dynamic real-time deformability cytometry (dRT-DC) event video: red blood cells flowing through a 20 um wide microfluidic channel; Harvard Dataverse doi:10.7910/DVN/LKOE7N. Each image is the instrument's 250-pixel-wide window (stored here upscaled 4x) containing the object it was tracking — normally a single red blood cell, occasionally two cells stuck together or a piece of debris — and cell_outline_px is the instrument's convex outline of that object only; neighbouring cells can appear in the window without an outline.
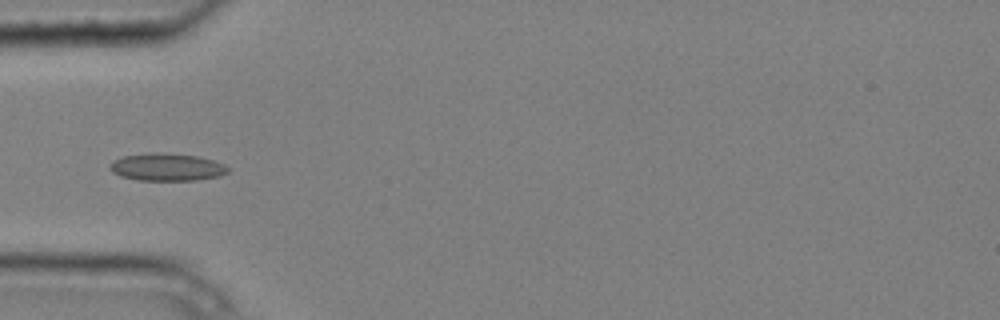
{"species": "common noctule bat (a hibernating species)", "species_latin": "Nyctalus noctula", "temperature_condition": "cold", "stored_images_in_passage": 5, "camera_frame_rate_fps": 3000, "um_per_image_px": 0.085, "animal": {"sex": "male", "body_mass_g": 20.4}, "frame": {"image": 1, "passage_image": 4, "time_ms": 1.0, "image_size_px": [1000, 320], "cell_outline_px": [[232, 168], [228, 172], [220, 176], [196, 180], [136, 180], [120, 176], [112, 172], [108, 168], [112, 160], [124, 156], [152, 152], [156, 152], [196, 156], [212, 160], [224, 164]], "centroid_in_image_um": [14.17, 14.21], "position_along_channel_um": 70.8, "area_um2": 19.02}}
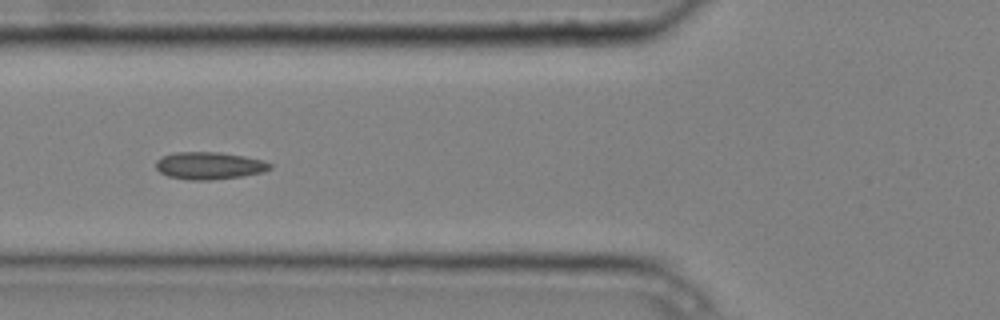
{"frame": {"image": 2, "passage_image": 5, "time_ms": 1.333, "image_size_px": [1000, 320], "cell_outline_px": [[272, 168], [264, 172], [240, 176], [212, 180], [188, 180], [168, 176], [160, 172], [156, 168], [156, 160], [164, 156], [176, 152], [220, 152], [244, 156], [264, 160], [272, 164]], "centroid_in_image_um": [17.81, 14.08], "position_along_channel_um": 108.0, "area_um2": 18.21}}